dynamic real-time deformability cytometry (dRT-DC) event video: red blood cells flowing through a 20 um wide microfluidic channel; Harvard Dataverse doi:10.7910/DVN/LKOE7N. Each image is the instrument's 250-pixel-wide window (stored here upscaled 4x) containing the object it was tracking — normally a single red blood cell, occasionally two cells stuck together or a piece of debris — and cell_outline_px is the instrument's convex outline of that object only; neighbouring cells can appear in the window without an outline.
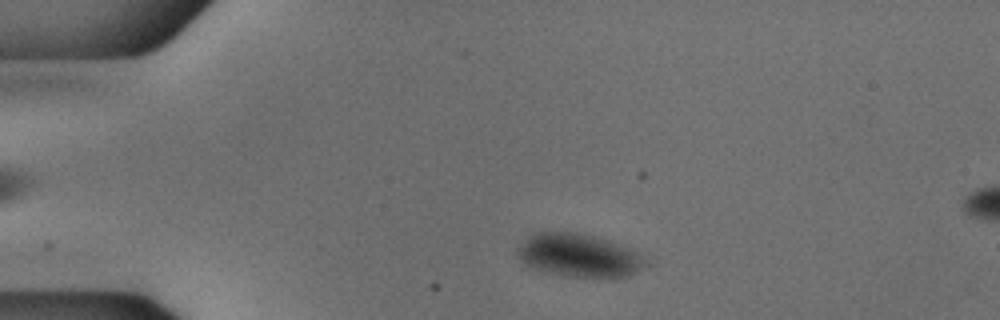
{"species": "common noctule bat (a hibernating species)", "species_latin": "Nyctalus noctula", "temperature_condition": "cold", "stored_images_in_passage": 47, "camera_frame_rate_fps": 3000, "um_per_image_px": 0.085, "animal": {"sex": "male", "body_mass_g": 18.8}, "frame": {"image": 1, "passage_image": 4, "time_ms": 1.0, "image_size_px": [1000, 320], "cell_outline_px": [[640, 264], [628, 276], [564, 276], [548, 272], [524, 264], [516, 256], [516, 248], [524, 240], [536, 232], [576, 232], [592, 236], [628, 248], [636, 252], [640, 256]], "centroid_in_image_um": [49.02, 21.68], "position_along_channel_um": 36.0, "area_um2": 30.81}}
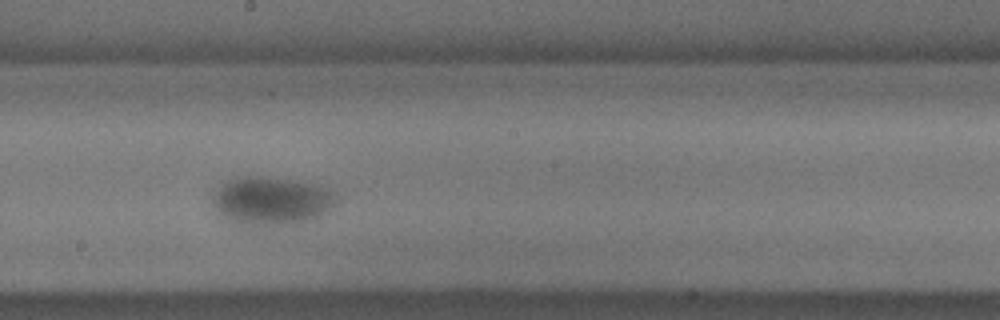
{"frame": {"image": 2, "passage_image": 23, "time_ms": 7.333, "image_size_px": [1000, 320], "cell_outline_px": [[336, 200], [320, 216], [296, 224], [248, 224], [224, 216], [216, 212], [212, 204], [212, 196], [220, 184], [228, 180], [244, 176], [260, 176], [316, 184], [328, 188], [336, 192]], "centroid_in_image_um": [23.06, 17.04], "position_along_channel_um": 225.1, "area_um2": 34.04}}
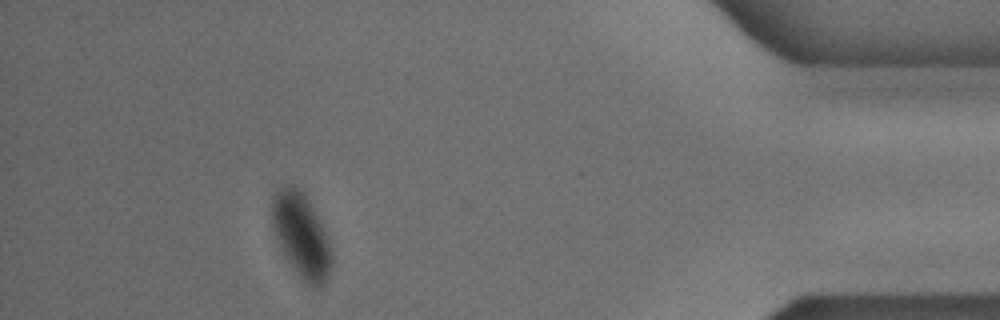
{"frame": {"image": 3, "passage_image": 42, "time_ms": 13.667, "image_size_px": [1000, 320], "cell_outline_px": [[332, 264], [328, 276], [324, 284], [320, 288], [312, 288], [300, 276], [284, 256], [276, 240], [272, 228], [272, 196], [284, 184], [292, 184], [308, 200], [328, 236], [332, 252]], "centroid_in_image_um": [25.61, 20.04], "position_along_channel_um": 409.6, "area_um2": 29.25}}